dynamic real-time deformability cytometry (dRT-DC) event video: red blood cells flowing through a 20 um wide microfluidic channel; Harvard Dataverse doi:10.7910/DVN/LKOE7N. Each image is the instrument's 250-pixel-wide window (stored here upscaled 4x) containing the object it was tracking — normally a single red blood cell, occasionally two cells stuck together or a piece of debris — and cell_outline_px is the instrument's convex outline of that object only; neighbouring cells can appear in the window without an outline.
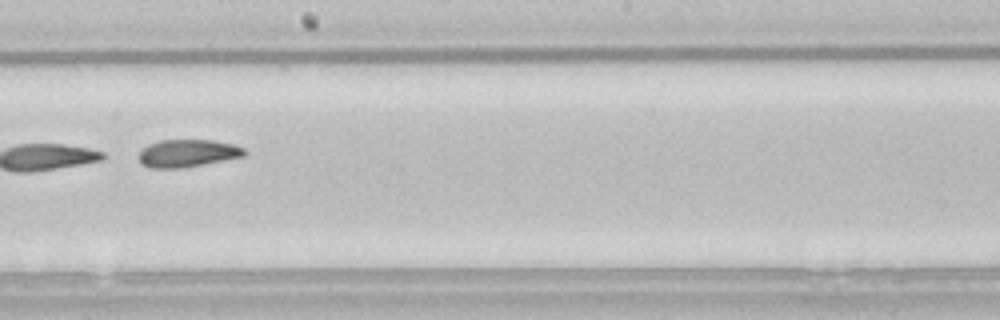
{"species": "common noctule bat (a hibernating species)", "species_latin": "Nyctalus noctula", "temperature_condition": "room temperature", "stored_images_in_passage": 50, "segment_of_instrument_passage": [2, 2], "camera_frame_rate_fps": 3000, "um_per_image_px": 0.085, "animal": {"sex": "male", "body_mass_g": 21.5, "forearm_length_mm": 52.0}, "frame": {"image": 1, "passage_image": 28, "time_ms": 9.0, "image_size_px": [1000, 320], "cell_outline_px": [[248, 152], [244, 156], [184, 168], [152, 168], [144, 164], [136, 156], [148, 144], [160, 140], [212, 140], [232, 144], [244, 148]], "centroid_in_image_um": [15.95, 13.02], "position_along_channel_um": 232.3, "area_um2": 16.94}}